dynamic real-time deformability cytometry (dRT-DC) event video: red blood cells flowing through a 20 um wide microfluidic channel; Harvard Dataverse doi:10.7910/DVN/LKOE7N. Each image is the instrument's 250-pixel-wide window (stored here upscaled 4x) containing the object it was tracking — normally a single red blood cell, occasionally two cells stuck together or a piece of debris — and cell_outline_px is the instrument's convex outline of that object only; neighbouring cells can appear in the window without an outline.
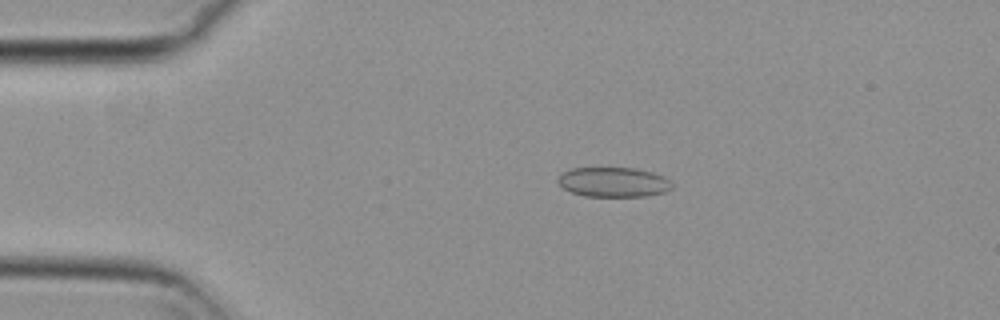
{"species": "common noctule bat (a hibernating species)", "species_latin": "Nyctalus noctula", "temperature_condition": "cold", "stored_images_in_passage": 28, "camera_frame_rate_fps": 3000, "um_per_image_px": 0.085, "animal": {"sex": "female", "body_mass_g": 29.2, "forearm_length_mm": 56.3}, "frame": {"image": 1, "passage_image": 10, "time_ms": 3.0, "image_size_px": [1000, 320], "cell_outline_px": [[672, 188], [664, 192], [644, 196], [584, 196], [572, 192], [564, 188], [556, 180], [560, 172], [572, 168], [636, 168], [652, 172], [664, 176], [672, 184]], "centroid_in_image_um": [52.11, 15.47], "position_along_channel_um": 32.9, "area_um2": 19.77}}
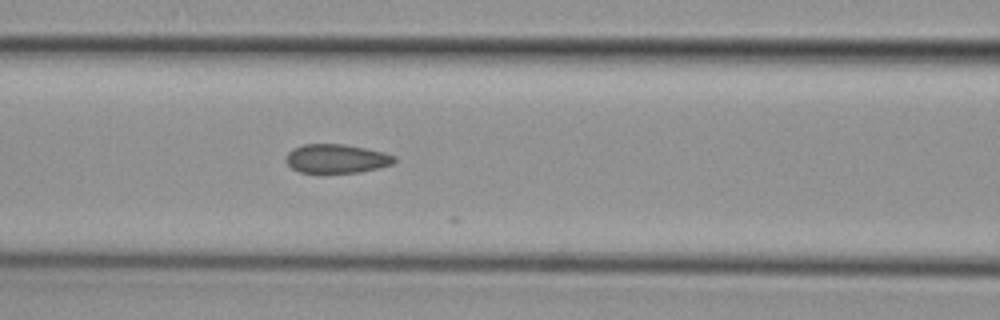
{"frame": {"image": 2, "passage_image": 22, "time_ms": 7.0, "image_size_px": [1000, 320], "cell_outline_px": [[396, 160], [392, 164], [380, 168], [360, 172], [300, 172], [292, 168], [284, 160], [284, 156], [292, 148], [304, 144], [344, 144], [384, 152], [396, 156]], "centroid_in_image_um": [28.59, 13.47], "position_along_channel_um": 138.0, "area_um2": 18.32}}
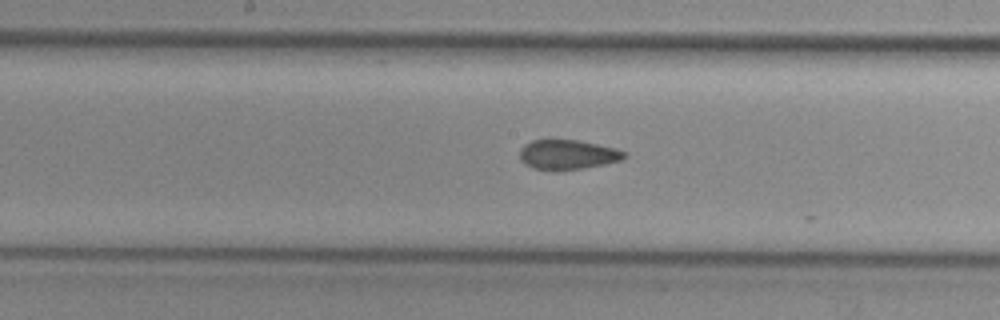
{"frame": {"image": 3, "passage_image": 27, "time_ms": 8.667, "image_size_px": [1000, 320], "cell_outline_px": [[628, 156], [624, 160], [584, 168], [556, 172], [532, 168], [520, 160], [520, 148], [524, 144], [532, 140], [548, 136], [576, 140], [616, 148], [624, 152]], "centroid_in_image_um": [48.2, 13.12], "position_along_channel_um": 200.0, "area_um2": 19.02}}